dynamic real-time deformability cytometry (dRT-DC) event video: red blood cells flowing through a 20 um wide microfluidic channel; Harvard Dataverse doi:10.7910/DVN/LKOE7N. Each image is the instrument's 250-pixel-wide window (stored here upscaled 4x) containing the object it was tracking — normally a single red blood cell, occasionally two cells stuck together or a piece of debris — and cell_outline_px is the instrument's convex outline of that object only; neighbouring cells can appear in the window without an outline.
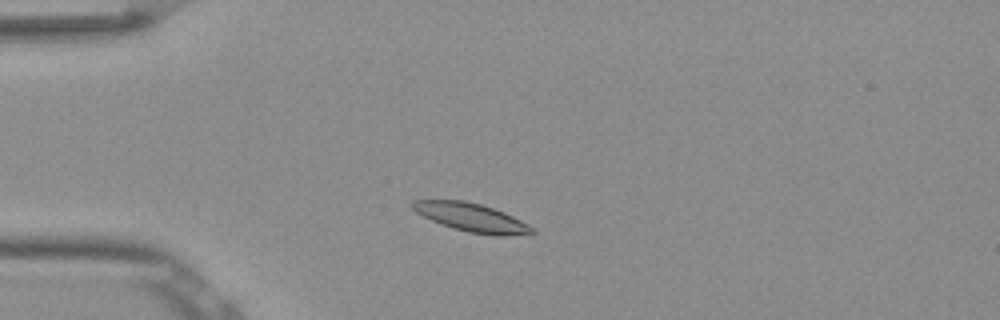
{"species": "Egyptian fruit bat (a non-hibernating species)", "species_latin": "Rousettus aegyptiacus", "temperature_condition": "room temperature", "stored_images_in_passage": 48, "camera_frame_rate_fps": 3000, "um_per_image_px": 0.085, "frame": {"image": 1, "passage_image": 8, "time_ms": 2.333, "image_size_px": [1000, 320], "cell_outline_px": [[536, 232], [504, 236], [500, 236], [468, 232], [452, 228], [432, 220], [416, 212], [408, 204], [412, 200], [464, 200], [480, 204], [504, 212], [536, 228]], "centroid_in_image_um": [40.06, 18.48], "position_along_channel_um": 44.9, "area_um2": 19.71}}
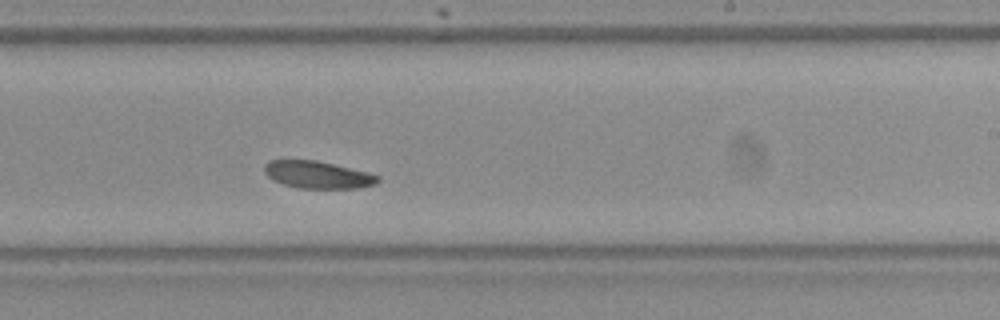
{"frame": {"image": 2, "passage_image": 27, "time_ms": 8.667, "image_size_px": [1000, 320], "cell_outline_px": [[380, 180], [376, 184], [360, 188], [300, 188], [284, 184], [272, 180], [264, 172], [264, 164], [268, 160], [316, 160], [368, 172], [380, 176]], "centroid_in_image_um": [27.01, 14.85], "position_along_channel_um": 262.0, "area_um2": 18.09}}
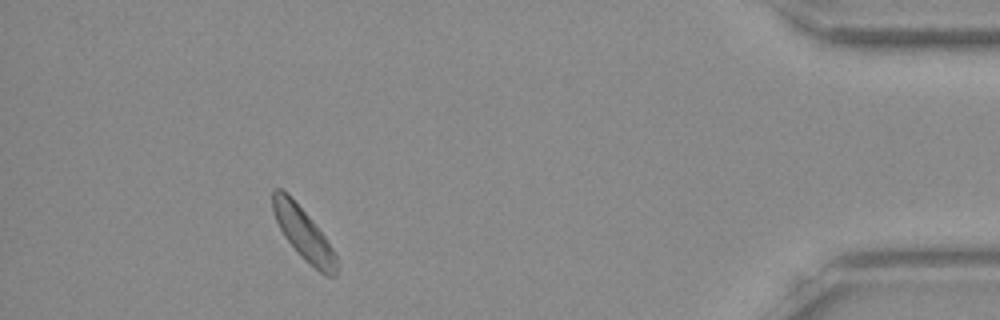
{"frame": {"image": 3, "passage_image": 43, "time_ms": 14.0, "image_size_px": [1000, 320], "cell_outline_px": [[336, 276], [324, 276], [304, 260], [300, 256], [284, 236], [272, 212], [272, 188], [280, 188], [308, 216], [324, 236], [336, 252]], "centroid_in_image_um": [25.79, 19.91], "position_along_channel_um": 409.4, "area_um2": 18.96}, "authors_computed_cell_mechanics": {"area_um2": 19.363, "velocity_mm_per_s": 3.7857, "shape_relaxation_time_tau1_ms": 1.1742, "shape_relaxation_time_tau2_ms": null, "deformation_change_tau1": 0.0625, "deformation_change_tau2": null}}